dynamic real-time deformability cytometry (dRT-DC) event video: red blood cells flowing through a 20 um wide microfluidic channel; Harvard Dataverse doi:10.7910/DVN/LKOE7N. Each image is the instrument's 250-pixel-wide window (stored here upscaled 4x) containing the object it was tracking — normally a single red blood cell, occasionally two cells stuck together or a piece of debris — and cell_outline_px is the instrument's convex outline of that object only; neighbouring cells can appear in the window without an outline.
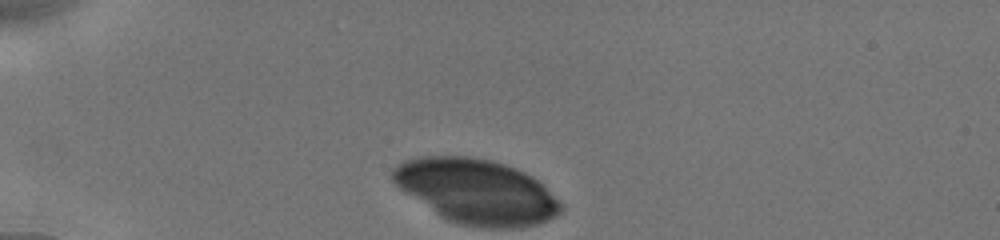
{"species": "human", "species_latin": "Homo sapiens", "temperature_condition": "cold", "stored_images_in_passage": 34, "camera_frame_rate_fps": 3000, "um_per_image_px": 0.085, "donor": {"sex": "male"}, "frame": {"image": 1, "passage_image": 1, "time_ms": 0.0, "image_size_px": [1000, 240], "cell_outline_px": [[556, 208], [548, 216], [540, 220], [516, 224], [488, 224], [464, 220], [448, 216], [400, 184], [396, 180], [396, 172], [404, 164], [420, 160], [476, 160], [496, 164], [508, 168], [532, 180], [556, 204]], "centroid_in_image_um": [40.51, 16.25], "position_along_channel_um": 44.5, "area_um2": 52.54}}
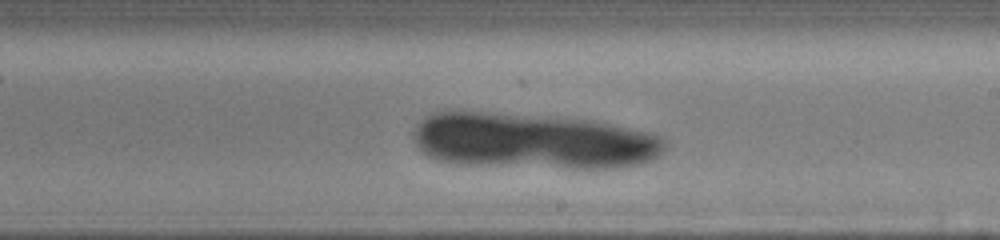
{"frame": {"image": 2, "passage_image": 20, "time_ms": 6.333, "image_size_px": [1000, 240], "cell_outline_px": [[652, 152], [644, 156], [628, 160], [568, 160], [448, 156], [432, 148], [420, 136], [420, 132], [424, 124], [428, 120], [440, 116], [476, 116], [600, 128], [636, 136], [652, 140]], "centroid_in_image_um": [44.98, 11.9], "position_along_channel_um": 244.0, "area_um2": 56.18}}
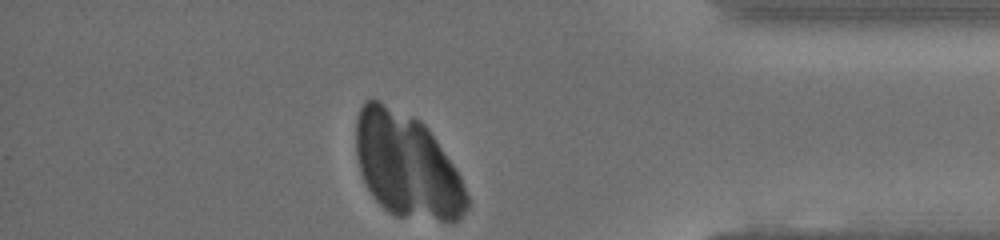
{"frame": {"image": 3, "passage_image": 34, "time_ms": 11.0, "image_size_px": [1000, 240], "cell_outline_px": [[468, 200], [464, 208], [456, 220], [448, 220], [392, 212], [372, 192], [364, 176], [360, 164], [356, 140], [356, 128], [360, 112], [364, 104], [368, 100], [376, 100], [416, 120], [428, 132], [456, 172], [460, 180]], "centroid_in_image_um": [34.55, 14.03], "position_along_channel_um": 400.6, "area_um2": 62.66}}